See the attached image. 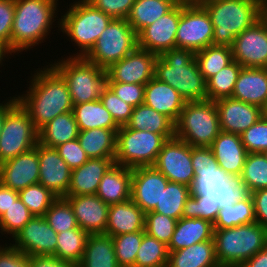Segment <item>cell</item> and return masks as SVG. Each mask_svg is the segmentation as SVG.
<instances>
[{"mask_svg": "<svg viewBox=\"0 0 267 267\" xmlns=\"http://www.w3.org/2000/svg\"><path fill=\"white\" fill-rule=\"evenodd\" d=\"M127 126L139 131H150L160 135H175V123L166 115L141 104L133 108Z\"/></svg>", "mask_w": 267, "mask_h": 267, "instance_id": "37", "label": "cell"}, {"mask_svg": "<svg viewBox=\"0 0 267 267\" xmlns=\"http://www.w3.org/2000/svg\"><path fill=\"white\" fill-rule=\"evenodd\" d=\"M214 225L201 218H180L177 220L174 233L168 245L169 251L182 248L208 240H213Z\"/></svg>", "mask_w": 267, "mask_h": 267, "instance_id": "30", "label": "cell"}, {"mask_svg": "<svg viewBox=\"0 0 267 267\" xmlns=\"http://www.w3.org/2000/svg\"><path fill=\"white\" fill-rule=\"evenodd\" d=\"M61 30L78 47L70 57H84L94 46L101 33L113 20L112 17L93 7L86 0H75L67 11L57 19Z\"/></svg>", "mask_w": 267, "mask_h": 267, "instance_id": "7", "label": "cell"}, {"mask_svg": "<svg viewBox=\"0 0 267 267\" xmlns=\"http://www.w3.org/2000/svg\"><path fill=\"white\" fill-rule=\"evenodd\" d=\"M220 132L216 104L211 100L186 102L175 123V137L192 147H210Z\"/></svg>", "mask_w": 267, "mask_h": 267, "instance_id": "9", "label": "cell"}, {"mask_svg": "<svg viewBox=\"0 0 267 267\" xmlns=\"http://www.w3.org/2000/svg\"><path fill=\"white\" fill-rule=\"evenodd\" d=\"M231 97L262 108L267 101V68L242 67Z\"/></svg>", "mask_w": 267, "mask_h": 267, "instance_id": "28", "label": "cell"}, {"mask_svg": "<svg viewBox=\"0 0 267 267\" xmlns=\"http://www.w3.org/2000/svg\"><path fill=\"white\" fill-rule=\"evenodd\" d=\"M218 165L231 178H239L248 152L239 134L220 132L209 147Z\"/></svg>", "mask_w": 267, "mask_h": 267, "instance_id": "24", "label": "cell"}, {"mask_svg": "<svg viewBox=\"0 0 267 267\" xmlns=\"http://www.w3.org/2000/svg\"><path fill=\"white\" fill-rule=\"evenodd\" d=\"M44 218L57 233L79 228L73 208L65 197H58L47 210Z\"/></svg>", "mask_w": 267, "mask_h": 267, "instance_id": "46", "label": "cell"}, {"mask_svg": "<svg viewBox=\"0 0 267 267\" xmlns=\"http://www.w3.org/2000/svg\"><path fill=\"white\" fill-rule=\"evenodd\" d=\"M56 149L71 170L80 167L89 159L78 139L65 142L57 146Z\"/></svg>", "mask_w": 267, "mask_h": 267, "instance_id": "55", "label": "cell"}, {"mask_svg": "<svg viewBox=\"0 0 267 267\" xmlns=\"http://www.w3.org/2000/svg\"><path fill=\"white\" fill-rule=\"evenodd\" d=\"M38 144V130L17 102L6 114L0 134V164Z\"/></svg>", "mask_w": 267, "mask_h": 267, "instance_id": "12", "label": "cell"}, {"mask_svg": "<svg viewBox=\"0 0 267 267\" xmlns=\"http://www.w3.org/2000/svg\"><path fill=\"white\" fill-rule=\"evenodd\" d=\"M231 48L242 67L267 68V30L260 20L236 36Z\"/></svg>", "mask_w": 267, "mask_h": 267, "instance_id": "17", "label": "cell"}, {"mask_svg": "<svg viewBox=\"0 0 267 267\" xmlns=\"http://www.w3.org/2000/svg\"><path fill=\"white\" fill-rule=\"evenodd\" d=\"M259 20L263 23L267 30V0H261L259 6Z\"/></svg>", "mask_w": 267, "mask_h": 267, "instance_id": "63", "label": "cell"}, {"mask_svg": "<svg viewBox=\"0 0 267 267\" xmlns=\"http://www.w3.org/2000/svg\"><path fill=\"white\" fill-rule=\"evenodd\" d=\"M19 198L18 191L0 184V217Z\"/></svg>", "mask_w": 267, "mask_h": 267, "instance_id": "60", "label": "cell"}, {"mask_svg": "<svg viewBox=\"0 0 267 267\" xmlns=\"http://www.w3.org/2000/svg\"><path fill=\"white\" fill-rule=\"evenodd\" d=\"M31 78L26 94L15 96L39 131L55 117L72 111L73 103L67 82L51 65L38 68Z\"/></svg>", "mask_w": 267, "mask_h": 267, "instance_id": "1", "label": "cell"}, {"mask_svg": "<svg viewBox=\"0 0 267 267\" xmlns=\"http://www.w3.org/2000/svg\"><path fill=\"white\" fill-rule=\"evenodd\" d=\"M103 106L111 113L119 127L126 126L130 121L133 106L119 98L108 86L103 90L100 98Z\"/></svg>", "mask_w": 267, "mask_h": 267, "instance_id": "50", "label": "cell"}, {"mask_svg": "<svg viewBox=\"0 0 267 267\" xmlns=\"http://www.w3.org/2000/svg\"><path fill=\"white\" fill-rule=\"evenodd\" d=\"M10 98V99H9ZM0 103V134L4 123L5 114L17 103L16 96L9 97Z\"/></svg>", "mask_w": 267, "mask_h": 267, "instance_id": "62", "label": "cell"}, {"mask_svg": "<svg viewBox=\"0 0 267 267\" xmlns=\"http://www.w3.org/2000/svg\"><path fill=\"white\" fill-rule=\"evenodd\" d=\"M10 243L28 256L54 255L57 248V232L51 228L44 216H33L13 237Z\"/></svg>", "mask_w": 267, "mask_h": 267, "instance_id": "15", "label": "cell"}, {"mask_svg": "<svg viewBox=\"0 0 267 267\" xmlns=\"http://www.w3.org/2000/svg\"><path fill=\"white\" fill-rule=\"evenodd\" d=\"M200 72L207 81L233 61L232 48L228 46L209 45L195 53Z\"/></svg>", "mask_w": 267, "mask_h": 267, "instance_id": "42", "label": "cell"}, {"mask_svg": "<svg viewBox=\"0 0 267 267\" xmlns=\"http://www.w3.org/2000/svg\"><path fill=\"white\" fill-rule=\"evenodd\" d=\"M79 131L95 128L119 129L111 113L100 100L73 105L72 110Z\"/></svg>", "mask_w": 267, "mask_h": 267, "instance_id": "35", "label": "cell"}, {"mask_svg": "<svg viewBox=\"0 0 267 267\" xmlns=\"http://www.w3.org/2000/svg\"><path fill=\"white\" fill-rule=\"evenodd\" d=\"M132 169L114 163L99 183L96 195L106 204L131 199Z\"/></svg>", "mask_w": 267, "mask_h": 267, "instance_id": "29", "label": "cell"}, {"mask_svg": "<svg viewBox=\"0 0 267 267\" xmlns=\"http://www.w3.org/2000/svg\"><path fill=\"white\" fill-rule=\"evenodd\" d=\"M49 64L67 82L73 105L100 100L107 87V70L84 57H62Z\"/></svg>", "mask_w": 267, "mask_h": 267, "instance_id": "8", "label": "cell"}, {"mask_svg": "<svg viewBox=\"0 0 267 267\" xmlns=\"http://www.w3.org/2000/svg\"><path fill=\"white\" fill-rule=\"evenodd\" d=\"M261 0H207L206 9L213 24L212 45L232 47L236 36L259 20Z\"/></svg>", "mask_w": 267, "mask_h": 267, "instance_id": "5", "label": "cell"}, {"mask_svg": "<svg viewBox=\"0 0 267 267\" xmlns=\"http://www.w3.org/2000/svg\"><path fill=\"white\" fill-rule=\"evenodd\" d=\"M262 117H264L267 120V101L264 104V106L261 108Z\"/></svg>", "mask_w": 267, "mask_h": 267, "instance_id": "66", "label": "cell"}, {"mask_svg": "<svg viewBox=\"0 0 267 267\" xmlns=\"http://www.w3.org/2000/svg\"><path fill=\"white\" fill-rule=\"evenodd\" d=\"M176 4L181 5H202L207 0H174Z\"/></svg>", "mask_w": 267, "mask_h": 267, "instance_id": "65", "label": "cell"}, {"mask_svg": "<svg viewBox=\"0 0 267 267\" xmlns=\"http://www.w3.org/2000/svg\"><path fill=\"white\" fill-rule=\"evenodd\" d=\"M0 245V267H30L29 256L17 248ZM3 246V247H2Z\"/></svg>", "mask_w": 267, "mask_h": 267, "instance_id": "57", "label": "cell"}, {"mask_svg": "<svg viewBox=\"0 0 267 267\" xmlns=\"http://www.w3.org/2000/svg\"><path fill=\"white\" fill-rule=\"evenodd\" d=\"M168 182L167 177L154 166L132 168L131 200L145 213L151 212L160 203Z\"/></svg>", "mask_w": 267, "mask_h": 267, "instance_id": "19", "label": "cell"}, {"mask_svg": "<svg viewBox=\"0 0 267 267\" xmlns=\"http://www.w3.org/2000/svg\"><path fill=\"white\" fill-rule=\"evenodd\" d=\"M89 234L81 228L57 233V248L54 256L77 266L83 256Z\"/></svg>", "mask_w": 267, "mask_h": 267, "instance_id": "38", "label": "cell"}, {"mask_svg": "<svg viewBox=\"0 0 267 267\" xmlns=\"http://www.w3.org/2000/svg\"><path fill=\"white\" fill-rule=\"evenodd\" d=\"M1 183L15 191L39 182L37 145L27 152L0 164Z\"/></svg>", "mask_w": 267, "mask_h": 267, "instance_id": "21", "label": "cell"}, {"mask_svg": "<svg viewBox=\"0 0 267 267\" xmlns=\"http://www.w3.org/2000/svg\"><path fill=\"white\" fill-rule=\"evenodd\" d=\"M113 19H126L135 0H86Z\"/></svg>", "mask_w": 267, "mask_h": 267, "instance_id": "54", "label": "cell"}, {"mask_svg": "<svg viewBox=\"0 0 267 267\" xmlns=\"http://www.w3.org/2000/svg\"><path fill=\"white\" fill-rule=\"evenodd\" d=\"M107 86L124 102L137 107L144 104V84H127L121 82H107Z\"/></svg>", "mask_w": 267, "mask_h": 267, "instance_id": "53", "label": "cell"}, {"mask_svg": "<svg viewBox=\"0 0 267 267\" xmlns=\"http://www.w3.org/2000/svg\"><path fill=\"white\" fill-rule=\"evenodd\" d=\"M167 267H220L215 256L214 241L169 251Z\"/></svg>", "mask_w": 267, "mask_h": 267, "instance_id": "31", "label": "cell"}, {"mask_svg": "<svg viewBox=\"0 0 267 267\" xmlns=\"http://www.w3.org/2000/svg\"><path fill=\"white\" fill-rule=\"evenodd\" d=\"M242 66L233 60L206 81L207 100L217 101L232 96Z\"/></svg>", "mask_w": 267, "mask_h": 267, "instance_id": "41", "label": "cell"}, {"mask_svg": "<svg viewBox=\"0 0 267 267\" xmlns=\"http://www.w3.org/2000/svg\"><path fill=\"white\" fill-rule=\"evenodd\" d=\"M253 204L256 222L267 229V188L250 193Z\"/></svg>", "mask_w": 267, "mask_h": 267, "instance_id": "58", "label": "cell"}, {"mask_svg": "<svg viewBox=\"0 0 267 267\" xmlns=\"http://www.w3.org/2000/svg\"><path fill=\"white\" fill-rule=\"evenodd\" d=\"M19 198L34 216H44L58 198L40 183L29 185L18 192Z\"/></svg>", "mask_w": 267, "mask_h": 267, "instance_id": "45", "label": "cell"}, {"mask_svg": "<svg viewBox=\"0 0 267 267\" xmlns=\"http://www.w3.org/2000/svg\"><path fill=\"white\" fill-rule=\"evenodd\" d=\"M168 258V246L145 233L136 254L135 267H167Z\"/></svg>", "mask_w": 267, "mask_h": 267, "instance_id": "43", "label": "cell"}, {"mask_svg": "<svg viewBox=\"0 0 267 267\" xmlns=\"http://www.w3.org/2000/svg\"><path fill=\"white\" fill-rule=\"evenodd\" d=\"M154 77L172 86L186 102L207 100V86L195 53L174 48L156 58Z\"/></svg>", "mask_w": 267, "mask_h": 267, "instance_id": "4", "label": "cell"}, {"mask_svg": "<svg viewBox=\"0 0 267 267\" xmlns=\"http://www.w3.org/2000/svg\"><path fill=\"white\" fill-rule=\"evenodd\" d=\"M240 136L248 153H263L267 150V120L261 116L255 124Z\"/></svg>", "mask_w": 267, "mask_h": 267, "instance_id": "51", "label": "cell"}, {"mask_svg": "<svg viewBox=\"0 0 267 267\" xmlns=\"http://www.w3.org/2000/svg\"><path fill=\"white\" fill-rule=\"evenodd\" d=\"M158 56L137 47L123 59L113 63L107 70V82L146 84L154 77Z\"/></svg>", "mask_w": 267, "mask_h": 267, "instance_id": "16", "label": "cell"}, {"mask_svg": "<svg viewBox=\"0 0 267 267\" xmlns=\"http://www.w3.org/2000/svg\"><path fill=\"white\" fill-rule=\"evenodd\" d=\"M12 54L13 53L5 45H3L2 43H0V66H2V64H3V61H4L3 59L6 60V58L8 57V55L9 56L10 55L12 56Z\"/></svg>", "mask_w": 267, "mask_h": 267, "instance_id": "64", "label": "cell"}, {"mask_svg": "<svg viewBox=\"0 0 267 267\" xmlns=\"http://www.w3.org/2000/svg\"><path fill=\"white\" fill-rule=\"evenodd\" d=\"M26 205L18 198L0 217V233L15 236L33 217Z\"/></svg>", "mask_w": 267, "mask_h": 267, "instance_id": "48", "label": "cell"}, {"mask_svg": "<svg viewBox=\"0 0 267 267\" xmlns=\"http://www.w3.org/2000/svg\"><path fill=\"white\" fill-rule=\"evenodd\" d=\"M115 163L114 158H92L71 171L66 196L93 195L108 169Z\"/></svg>", "mask_w": 267, "mask_h": 267, "instance_id": "25", "label": "cell"}, {"mask_svg": "<svg viewBox=\"0 0 267 267\" xmlns=\"http://www.w3.org/2000/svg\"><path fill=\"white\" fill-rule=\"evenodd\" d=\"M59 0H15L10 51L19 54L41 44L49 35ZM55 18V19H54Z\"/></svg>", "mask_w": 267, "mask_h": 267, "instance_id": "3", "label": "cell"}, {"mask_svg": "<svg viewBox=\"0 0 267 267\" xmlns=\"http://www.w3.org/2000/svg\"><path fill=\"white\" fill-rule=\"evenodd\" d=\"M263 155L266 157V159H267V150H265L264 152H263Z\"/></svg>", "mask_w": 267, "mask_h": 267, "instance_id": "67", "label": "cell"}, {"mask_svg": "<svg viewBox=\"0 0 267 267\" xmlns=\"http://www.w3.org/2000/svg\"><path fill=\"white\" fill-rule=\"evenodd\" d=\"M118 129L95 128L79 131L78 140L87 157L115 158Z\"/></svg>", "mask_w": 267, "mask_h": 267, "instance_id": "33", "label": "cell"}, {"mask_svg": "<svg viewBox=\"0 0 267 267\" xmlns=\"http://www.w3.org/2000/svg\"><path fill=\"white\" fill-rule=\"evenodd\" d=\"M14 15L15 0H0V43L9 50Z\"/></svg>", "mask_w": 267, "mask_h": 267, "instance_id": "56", "label": "cell"}, {"mask_svg": "<svg viewBox=\"0 0 267 267\" xmlns=\"http://www.w3.org/2000/svg\"><path fill=\"white\" fill-rule=\"evenodd\" d=\"M176 223V219L151 211L145 214L144 231L149 236L156 238L168 246Z\"/></svg>", "mask_w": 267, "mask_h": 267, "instance_id": "49", "label": "cell"}, {"mask_svg": "<svg viewBox=\"0 0 267 267\" xmlns=\"http://www.w3.org/2000/svg\"><path fill=\"white\" fill-rule=\"evenodd\" d=\"M220 207L210 200H201L198 196L190 195L183 208L182 217L201 218L212 224L218 216Z\"/></svg>", "mask_w": 267, "mask_h": 267, "instance_id": "52", "label": "cell"}, {"mask_svg": "<svg viewBox=\"0 0 267 267\" xmlns=\"http://www.w3.org/2000/svg\"><path fill=\"white\" fill-rule=\"evenodd\" d=\"M39 159V182L49 189L57 197H66L70 179L71 169L60 157L56 148L37 144Z\"/></svg>", "mask_w": 267, "mask_h": 267, "instance_id": "20", "label": "cell"}, {"mask_svg": "<svg viewBox=\"0 0 267 267\" xmlns=\"http://www.w3.org/2000/svg\"><path fill=\"white\" fill-rule=\"evenodd\" d=\"M186 101L172 86L153 77L145 84L144 104L166 115L174 123Z\"/></svg>", "mask_w": 267, "mask_h": 267, "instance_id": "26", "label": "cell"}, {"mask_svg": "<svg viewBox=\"0 0 267 267\" xmlns=\"http://www.w3.org/2000/svg\"><path fill=\"white\" fill-rule=\"evenodd\" d=\"M145 212L131 199L111 204L104 234L116 236L125 233L144 231Z\"/></svg>", "mask_w": 267, "mask_h": 267, "instance_id": "27", "label": "cell"}, {"mask_svg": "<svg viewBox=\"0 0 267 267\" xmlns=\"http://www.w3.org/2000/svg\"><path fill=\"white\" fill-rule=\"evenodd\" d=\"M175 5L174 0H135L126 20L138 35Z\"/></svg>", "mask_w": 267, "mask_h": 267, "instance_id": "36", "label": "cell"}, {"mask_svg": "<svg viewBox=\"0 0 267 267\" xmlns=\"http://www.w3.org/2000/svg\"><path fill=\"white\" fill-rule=\"evenodd\" d=\"M240 267H267V246L245 261Z\"/></svg>", "mask_w": 267, "mask_h": 267, "instance_id": "61", "label": "cell"}, {"mask_svg": "<svg viewBox=\"0 0 267 267\" xmlns=\"http://www.w3.org/2000/svg\"><path fill=\"white\" fill-rule=\"evenodd\" d=\"M71 204L78 227L88 234H104L108 222L109 204L96 194L65 197Z\"/></svg>", "mask_w": 267, "mask_h": 267, "instance_id": "23", "label": "cell"}, {"mask_svg": "<svg viewBox=\"0 0 267 267\" xmlns=\"http://www.w3.org/2000/svg\"><path fill=\"white\" fill-rule=\"evenodd\" d=\"M239 179L249 192L267 188V159L263 153H248Z\"/></svg>", "mask_w": 267, "mask_h": 267, "instance_id": "44", "label": "cell"}, {"mask_svg": "<svg viewBox=\"0 0 267 267\" xmlns=\"http://www.w3.org/2000/svg\"><path fill=\"white\" fill-rule=\"evenodd\" d=\"M180 21V4L145 27L138 35V47L160 56L176 48V32Z\"/></svg>", "mask_w": 267, "mask_h": 267, "instance_id": "18", "label": "cell"}, {"mask_svg": "<svg viewBox=\"0 0 267 267\" xmlns=\"http://www.w3.org/2000/svg\"><path fill=\"white\" fill-rule=\"evenodd\" d=\"M145 231L113 236L116 259L120 267H135L136 254Z\"/></svg>", "mask_w": 267, "mask_h": 267, "instance_id": "47", "label": "cell"}, {"mask_svg": "<svg viewBox=\"0 0 267 267\" xmlns=\"http://www.w3.org/2000/svg\"><path fill=\"white\" fill-rule=\"evenodd\" d=\"M137 47V34L128 21L113 19L84 58L106 70Z\"/></svg>", "mask_w": 267, "mask_h": 267, "instance_id": "11", "label": "cell"}, {"mask_svg": "<svg viewBox=\"0 0 267 267\" xmlns=\"http://www.w3.org/2000/svg\"><path fill=\"white\" fill-rule=\"evenodd\" d=\"M190 195V187L176 182H168L162 191L160 203H157L153 212L179 220L182 218L184 205Z\"/></svg>", "mask_w": 267, "mask_h": 267, "instance_id": "40", "label": "cell"}, {"mask_svg": "<svg viewBox=\"0 0 267 267\" xmlns=\"http://www.w3.org/2000/svg\"><path fill=\"white\" fill-rule=\"evenodd\" d=\"M220 129L225 133L242 134L262 116L261 108L232 97L215 101Z\"/></svg>", "mask_w": 267, "mask_h": 267, "instance_id": "22", "label": "cell"}, {"mask_svg": "<svg viewBox=\"0 0 267 267\" xmlns=\"http://www.w3.org/2000/svg\"><path fill=\"white\" fill-rule=\"evenodd\" d=\"M173 137L122 126L117 131L115 163L131 169L153 166L163 144Z\"/></svg>", "mask_w": 267, "mask_h": 267, "instance_id": "10", "label": "cell"}, {"mask_svg": "<svg viewBox=\"0 0 267 267\" xmlns=\"http://www.w3.org/2000/svg\"><path fill=\"white\" fill-rule=\"evenodd\" d=\"M213 43V24L202 5H181L180 21L176 32V48L194 53Z\"/></svg>", "mask_w": 267, "mask_h": 267, "instance_id": "13", "label": "cell"}, {"mask_svg": "<svg viewBox=\"0 0 267 267\" xmlns=\"http://www.w3.org/2000/svg\"><path fill=\"white\" fill-rule=\"evenodd\" d=\"M191 160L195 172L190 187L191 195L201 200H210L224 208L250 195L246 185L239 178H231L218 165L209 147H192Z\"/></svg>", "mask_w": 267, "mask_h": 267, "instance_id": "2", "label": "cell"}, {"mask_svg": "<svg viewBox=\"0 0 267 267\" xmlns=\"http://www.w3.org/2000/svg\"><path fill=\"white\" fill-rule=\"evenodd\" d=\"M29 265L30 267H75L54 255L29 256Z\"/></svg>", "mask_w": 267, "mask_h": 267, "instance_id": "59", "label": "cell"}, {"mask_svg": "<svg viewBox=\"0 0 267 267\" xmlns=\"http://www.w3.org/2000/svg\"><path fill=\"white\" fill-rule=\"evenodd\" d=\"M256 222L254 204L251 195L219 210L214 229H228Z\"/></svg>", "mask_w": 267, "mask_h": 267, "instance_id": "39", "label": "cell"}, {"mask_svg": "<svg viewBox=\"0 0 267 267\" xmlns=\"http://www.w3.org/2000/svg\"><path fill=\"white\" fill-rule=\"evenodd\" d=\"M76 267H120L112 236L89 234L82 259Z\"/></svg>", "mask_w": 267, "mask_h": 267, "instance_id": "32", "label": "cell"}, {"mask_svg": "<svg viewBox=\"0 0 267 267\" xmlns=\"http://www.w3.org/2000/svg\"><path fill=\"white\" fill-rule=\"evenodd\" d=\"M169 182H176L191 187L195 172L191 160V145L173 137L168 139L158 153L155 164Z\"/></svg>", "mask_w": 267, "mask_h": 267, "instance_id": "14", "label": "cell"}, {"mask_svg": "<svg viewBox=\"0 0 267 267\" xmlns=\"http://www.w3.org/2000/svg\"><path fill=\"white\" fill-rule=\"evenodd\" d=\"M79 128L72 111L60 114L38 131V142L41 145L56 148L57 146L77 139Z\"/></svg>", "mask_w": 267, "mask_h": 267, "instance_id": "34", "label": "cell"}, {"mask_svg": "<svg viewBox=\"0 0 267 267\" xmlns=\"http://www.w3.org/2000/svg\"><path fill=\"white\" fill-rule=\"evenodd\" d=\"M213 241L220 267H240L267 246V229L257 222L214 229Z\"/></svg>", "mask_w": 267, "mask_h": 267, "instance_id": "6", "label": "cell"}]
</instances>
